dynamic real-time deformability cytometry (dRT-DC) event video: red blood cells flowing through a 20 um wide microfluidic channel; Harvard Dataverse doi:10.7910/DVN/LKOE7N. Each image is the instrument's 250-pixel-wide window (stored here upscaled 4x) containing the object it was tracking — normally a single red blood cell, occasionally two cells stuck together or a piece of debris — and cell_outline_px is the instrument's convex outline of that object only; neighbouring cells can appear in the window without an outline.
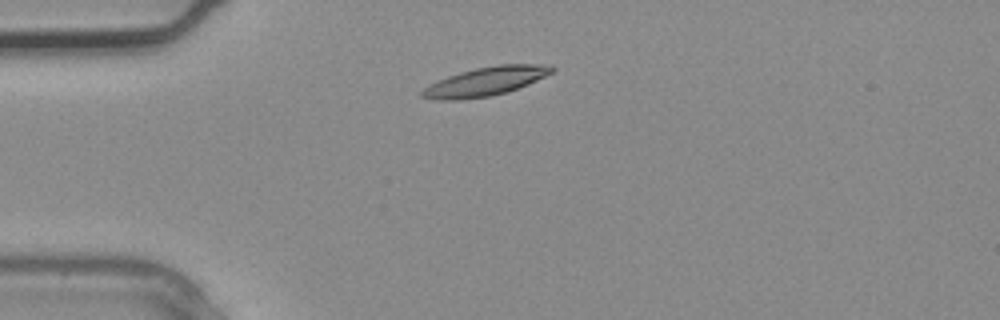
{"species": "common noctule bat (a hibernating species)", "species_latin": "Nyctalus noctula", "temperature_condition": "warm", "stored_images_in_passage": 1, "camera_frame_rate_fps": 3000, "um_per_image_px": 0.085, "animal": {"sex": "male", "body_mass_g": 20.4}, "frame": {"image": 1, "passage_image": 1, "time_ms": 0.0, "image_size_px": [1000, 320], "cell_outline_px": [[556, 68], [552, 72], [528, 84], [508, 92], [488, 96], [456, 100], [436, 100], [420, 96], [420, 92], [428, 84], [448, 76], [460, 72], [476, 68], [500, 64], [552, 64]], "centroid_in_image_um": [41.26, 6.92], "position_along_channel_um": 43.7, "area_um2": 21.73}}